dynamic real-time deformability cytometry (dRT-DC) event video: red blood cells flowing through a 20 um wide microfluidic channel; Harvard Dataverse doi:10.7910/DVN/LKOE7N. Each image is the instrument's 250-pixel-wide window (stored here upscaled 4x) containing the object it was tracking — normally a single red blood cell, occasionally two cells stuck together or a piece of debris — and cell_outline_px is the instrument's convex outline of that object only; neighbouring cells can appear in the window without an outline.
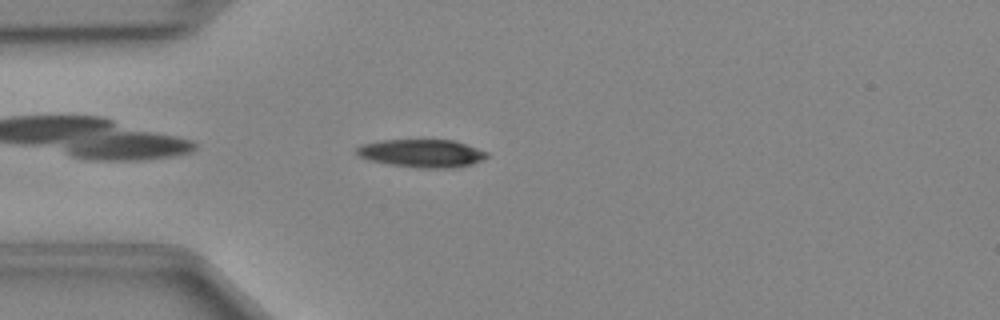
{"species": "Egyptian fruit bat (a non-hibernating species)", "species_latin": "Rousettus aegyptiacus", "temperature_condition": "cold", "stored_images_in_passage": 37, "camera_frame_rate_fps": 3000, "um_per_image_px": 0.085, "animal": {"sex": "female"}, "frame": {"image": 1, "passage_image": 2, "time_ms": 0.333, "image_size_px": [1000, 320], "cell_outline_px": [[488, 156], [472, 164], [452, 168], [416, 168], [388, 164], [368, 160], [360, 156], [356, 152], [356, 148], [360, 144], [380, 140], [452, 140], [488, 152]], "centroid_in_image_um": [35.81, 13.03], "position_along_channel_um": 49.2, "area_um2": 21.21}}
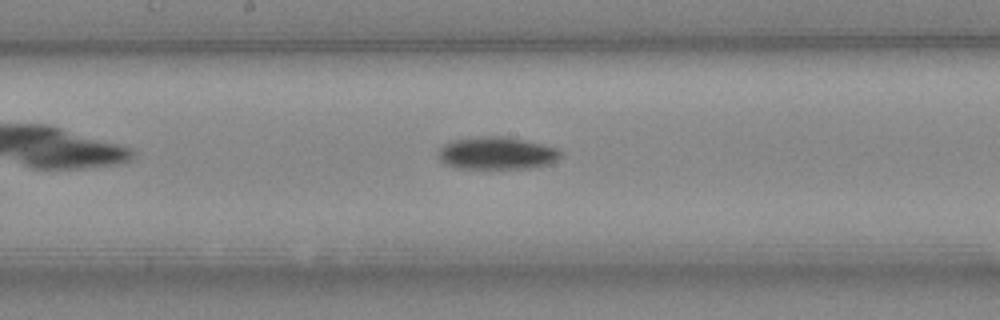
{"frame": {"image": 2, "passage_image": 14, "time_ms": 4.333, "image_size_px": [1000, 320], "cell_outline_px": [[560, 156], [556, 160], [548, 164], [532, 168], [456, 168], [444, 164], [440, 160], [436, 152], [444, 144], [452, 140], [488, 136], [504, 136], [544, 144], [556, 148], [560, 152]], "centroid_in_image_um": [42.19, 13.02], "position_along_channel_um": 206.0, "area_um2": 23.12}}
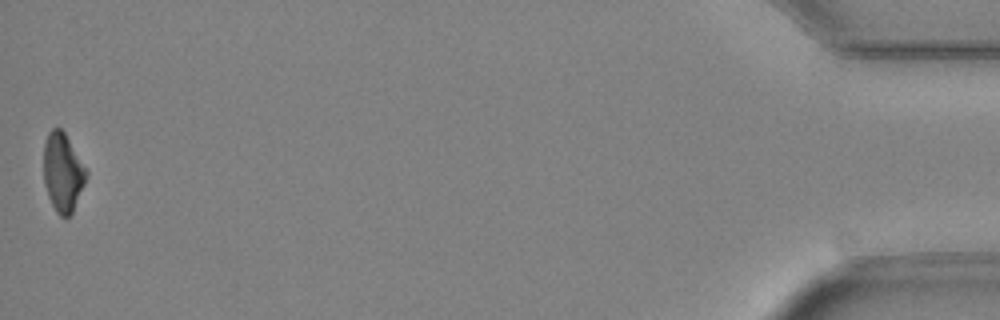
{"frame": {"image": 3, "passage_image": 37, "time_ms": 12.0, "image_size_px": [1000, 320], "cell_outline_px": [[88, 176], [72, 212], [68, 216], [60, 216], [56, 212], [48, 196], [44, 184], [44, 144], [48, 132], [52, 128], [60, 128], [64, 132], [88, 172]], "centroid_in_image_um": [5.33, 14.65], "position_along_channel_um": 429.9, "area_um2": 19.31}}